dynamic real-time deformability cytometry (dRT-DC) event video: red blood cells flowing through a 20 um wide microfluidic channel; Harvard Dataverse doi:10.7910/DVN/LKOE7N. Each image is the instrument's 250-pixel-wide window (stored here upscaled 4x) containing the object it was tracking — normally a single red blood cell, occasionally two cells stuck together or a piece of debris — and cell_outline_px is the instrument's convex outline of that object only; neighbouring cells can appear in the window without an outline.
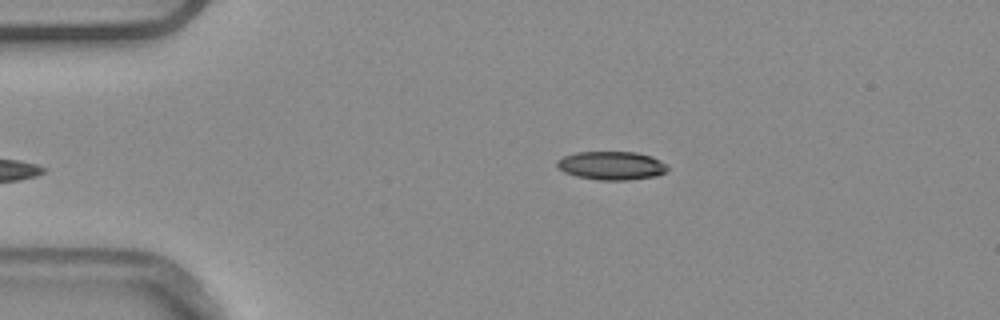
{"species": "common noctule bat (a hibernating species)", "species_latin": "Nyctalus noctula", "temperature_condition": "warm", "stored_images_in_passage": 4, "camera_frame_rate_fps": 3000, "um_per_image_px": 0.085, "animal": {"sex": "male", "body_mass_g": 20.4}, "frame": {"image": 1, "passage_image": 4, "time_ms": 1.0, "image_size_px": [1000, 320], "cell_outline_px": [[668, 168], [664, 172], [656, 176], [628, 180], [596, 180], [576, 176], [564, 172], [556, 164], [556, 160], [564, 156], [576, 152], [636, 152], [652, 156], [668, 164]], "centroid_in_image_um": [51.99, 14.07], "position_along_channel_um": 33.0, "area_um2": 18.44}}